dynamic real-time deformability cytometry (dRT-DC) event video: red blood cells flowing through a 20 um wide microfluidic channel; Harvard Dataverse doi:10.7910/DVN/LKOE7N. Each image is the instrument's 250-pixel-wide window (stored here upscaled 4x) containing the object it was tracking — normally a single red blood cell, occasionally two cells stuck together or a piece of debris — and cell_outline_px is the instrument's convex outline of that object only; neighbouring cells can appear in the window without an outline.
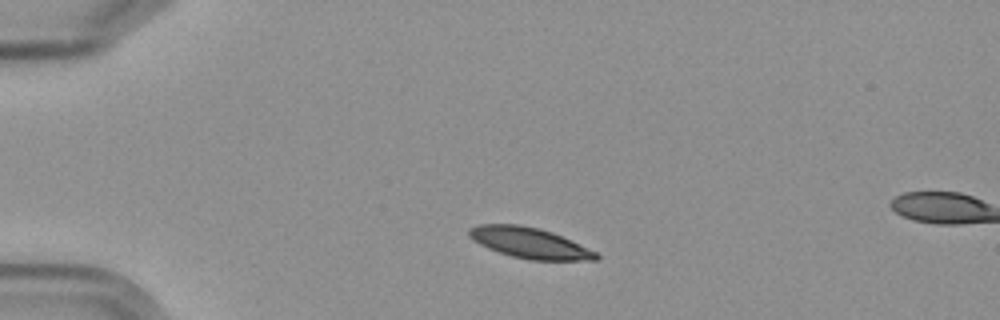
{"species": "Egyptian fruit bat (a non-hibernating species)", "species_latin": "Rousettus aegyptiacus", "temperature_condition": "cold", "stored_images_in_passage": 3, "segment_of_instrument_passage": [1, 2], "camera_frame_rate_fps": 3000, "um_per_image_px": 0.085, "frame": {"image": 1, "passage_image": 1, "time_ms": 0.0, "image_size_px": [1000, 320], "cell_outline_px": [[600, 260], [528, 260], [512, 256], [488, 248], [472, 240], [468, 236], [468, 228], [480, 224], [520, 224], [540, 228], [552, 232], [572, 240], [596, 252], [600, 256]], "centroid_in_image_um": [45.01, 20.64], "position_along_channel_um": 40.0, "area_um2": 22.83}}